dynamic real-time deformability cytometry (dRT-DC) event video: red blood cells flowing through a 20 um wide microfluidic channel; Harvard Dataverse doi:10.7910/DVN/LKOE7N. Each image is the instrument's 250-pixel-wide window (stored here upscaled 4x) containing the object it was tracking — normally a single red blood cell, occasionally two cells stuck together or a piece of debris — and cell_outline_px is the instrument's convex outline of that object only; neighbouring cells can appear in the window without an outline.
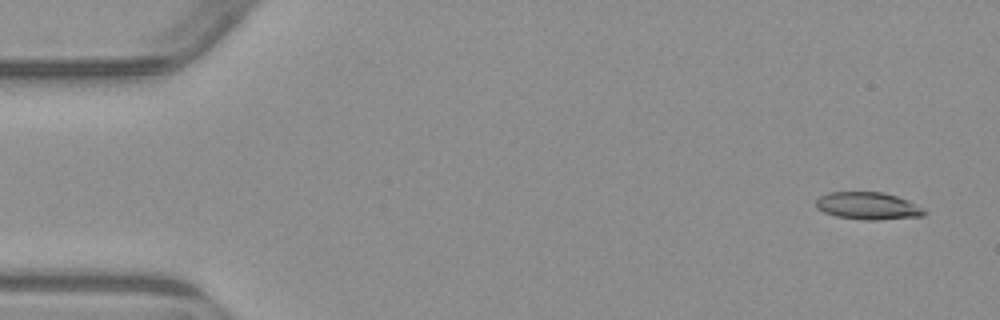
{"species": "common noctule bat (a hibernating species)", "species_latin": "Nyctalus noctula", "temperature_condition": "warm", "stored_images_in_passage": 5, "camera_frame_rate_fps": 3000, "um_per_image_px": 0.085, "animal": {"sex": "male", "body_mass_g": 23.1, "forearm_length_mm": 52.7}, "frame": {"image": 1, "passage_image": 1, "time_ms": 0.0, "image_size_px": [1000, 320], "cell_outline_px": [[928, 212], [924, 216], [880, 220], [864, 220], [836, 216], [824, 212], [816, 208], [816, 200], [820, 196], [828, 192], [880, 192], [896, 196], [908, 200], [924, 208]], "centroid_in_image_um": [73.8, 17.51], "position_along_channel_um": 11.2, "area_um2": 17.4}}
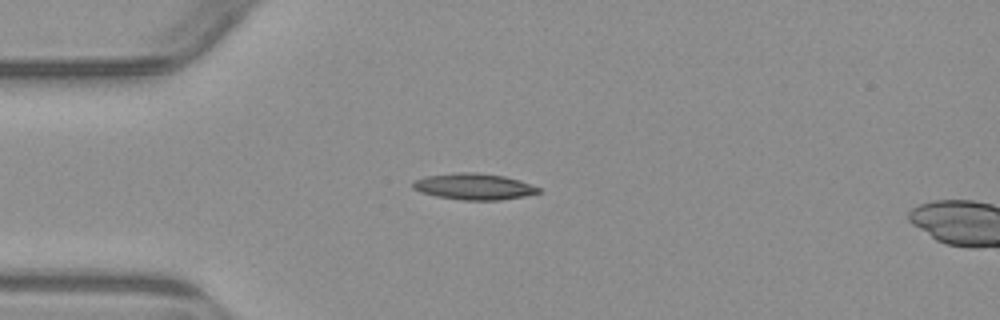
{"frame": {"image": 2, "passage_image": 4, "time_ms": 3.667, "image_size_px": [1000, 320], "cell_outline_px": [[540, 192], [524, 196], [500, 200], [464, 200], [436, 196], [420, 192], [412, 188], [412, 180], [424, 176], [456, 172], [476, 172], [504, 176], [520, 180], [540, 188]], "centroid_in_image_um": [40.24, 15.84], "position_along_channel_um": 44.8, "area_um2": 19.36}}